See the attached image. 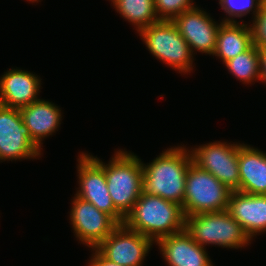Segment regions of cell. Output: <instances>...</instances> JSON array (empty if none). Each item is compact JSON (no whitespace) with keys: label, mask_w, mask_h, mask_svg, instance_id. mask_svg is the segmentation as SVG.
<instances>
[{"label":"cell","mask_w":266,"mask_h":266,"mask_svg":"<svg viewBox=\"0 0 266 266\" xmlns=\"http://www.w3.org/2000/svg\"><path fill=\"white\" fill-rule=\"evenodd\" d=\"M19 110L30 139L41 150L44 138L55 133L61 124L60 108L52 102L39 99Z\"/></svg>","instance_id":"2e32d148"},{"label":"cell","mask_w":266,"mask_h":266,"mask_svg":"<svg viewBox=\"0 0 266 266\" xmlns=\"http://www.w3.org/2000/svg\"><path fill=\"white\" fill-rule=\"evenodd\" d=\"M107 189L116 210L125 218L143 193V167L134 153L118 150L104 163Z\"/></svg>","instance_id":"3957f363"},{"label":"cell","mask_w":266,"mask_h":266,"mask_svg":"<svg viewBox=\"0 0 266 266\" xmlns=\"http://www.w3.org/2000/svg\"><path fill=\"white\" fill-rule=\"evenodd\" d=\"M117 12L128 22L137 28V32L143 28L157 23L154 0H111Z\"/></svg>","instance_id":"d6986e66"},{"label":"cell","mask_w":266,"mask_h":266,"mask_svg":"<svg viewBox=\"0 0 266 266\" xmlns=\"http://www.w3.org/2000/svg\"><path fill=\"white\" fill-rule=\"evenodd\" d=\"M78 157L79 190L75 195L110 215L118 224H123L125 218L114 207L107 189L102 160L83 152Z\"/></svg>","instance_id":"ba28073f"},{"label":"cell","mask_w":266,"mask_h":266,"mask_svg":"<svg viewBox=\"0 0 266 266\" xmlns=\"http://www.w3.org/2000/svg\"><path fill=\"white\" fill-rule=\"evenodd\" d=\"M193 0H154L157 17L160 20H173L185 10L194 8Z\"/></svg>","instance_id":"7402d4cb"},{"label":"cell","mask_w":266,"mask_h":266,"mask_svg":"<svg viewBox=\"0 0 266 266\" xmlns=\"http://www.w3.org/2000/svg\"><path fill=\"white\" fill-rule=\"evenodd\" d=\"M30 2H38L39 0H29Z\"/></svg>","instance_id":"484cf974"},{"label":"cell","mask_w":266,"mask_h":266,"mask_svg":"<svg viewBox=\"0 0 266 266\" xmlns=\"http://www.w3.org/2000/svg\"><path fill=\"white\" fill-rule=\"evenodd\" d=\"M76 238L89 248H97L119 225L92 203L74 196L70 219Z\"/></svg>","instance_id":"8fae6325"},{"label":"cell","mask_w":266,"mask_h":266,"mask_svg":"<svg viewBox=\"0 0 266 266\" xmlns=\"http://www.w3.org/2000/svg\"><path fill=\"white\" fill-rule=\"evenodd\" d=\"M41 150L30 139L20 110L0 104V160L32 159Z\"/></svg>","instance_id":"9c48e42d"},{"label":"cell","mask_w":266,"mask_h":266,"mask_svg":"<svg viewBox=\"0 0 266 266\" xmlns=\"http://www.w3.org/2000/svg\"><path fill=\"white\" fill-rule=\"evenodd\" d=\"M188 151V152H187ZM193 162L185 147H171L143 167V193L183 206L186 174Z\"/></svg>","instance_id":"6da1fadb"},{"label":"cell","mask_w":266,"mask_h":266,"mask_svg":"<svg viewBox=\"0 0 266 266\" xmlns=\"http://www.w3.org/2000/svg\"><path fill=\"white\" fill-rule=\"evenodd\" d=\"M239 143L211 142L191 149L193 163L214 175L231 191L240 192Z\"/></svg>","instance_id":"52a82bcc"},{"label":"cell","mask_w":266,"mask_h":266,"mask_svg":"<svg viewBox=\"0 0 266 266\" xmlns=\"http://www.w3.org/2000/svg\"><path fill=\"white\" fill-rule=\"evenodd\" d=\"M180 35L187 41L192 54L194 51L213 55L216 49L220 24L197 6L185 10L172 20Z\"/></svg>","instance_id":"7c38bea8"},{"label":"cell","mask_w":266,"mask_h":266,"mask_svg":"<svg viewBox=\"0 0 266 266\" xmlns=\"http://www.w3.org/2000/svg\"><path fill=\"white\" fill-rule=\"evenodd\" d=\"M0 78V104L20 109L37 100L40 77L21 69H9Z\"/></svg>","instance_id":"5bb4252c"},{"label":"cell","mask_w":266,"mask_h":266,"mask_svg":"<svg viewBox=\"0 0 266 266\" xmlns=\"http://www.w3.org/2000/svg\"><path fill=\"white\" fill-rule=\"evenodd\" d=\"M253 43L258 48L266 47V0L263 1L260 11L251 25Z\"/></svg>","instance_id":"603a6c76"},{"label":"cell","mask_w":266,"mask_h":266,"mask_svg":"<svg viewBox=\"0 0 266 266\" xmlns=\"http://www.w3.org/2000/svg\"><path fill=\"white\" fill-rule=\"evenodd\" d=\"M155 243L168 266H213L206 248L194 241L185 229Z\"/></svg>","instance_id":"4fadbf2b"},{"label":"cell","mask_w":266,"mask_h":266,"mask_svg":"<svg viewBox=\"0 0 266 266\" xmlns=\"http://www.w3.org/2000/svg\"><path fill=\"white\" fill-rule=\"evenodd\" d=\"M153 241L119 224L114 231L96 248L106 259L121 266H142Z\"/></svg>","instance_id":"30bf717a"},{"label":"cell","mask_w":266,"mask_h":266,"mask_svg":"<svg viewBox=\"0 0 266 266\" xmlns=\"http://www.w3.org/2000/svg\"><path fill=\"white\" fill-rule=\"evenodd\" d=\"M240 192L266 195V153L239 143Z\"/></svg>","instance_id":"e0dca14e"},{"label":"cell","mask_w":266,"mask_h":266,"mask_svg":"<svg viewBox=\"0 0 266 266\" xmlns=\"http://www.w3.org/2000/svg\"><path fill=\"white\" fill-rule=\"evenodd\" d=\"M253 44L250 25L238 22H222L217 34L216 49L213 55L219 57L225 63L247 51Z\"/></svg>","instance_id":"ac0fdd59"},{"label":"cell","mask_w":266,"mask_h":266,"mask_svg":"<svg viewBox=\"0 0 266 266\" xmlns=\"http://www.w3.org/2000/svg\"><path fill=\"white\" fill-rule=\"evenodd\" d=\"M230 74L244 84L260 81V55L256 45L224 63Z\"/></svg>","instance_id":"ffe728a7"},{"label":"cell","mask_w":266,"mask_h":266,"mask_svg":"<svg viewBox=\"0 0 266 266\" xmlns=\"http://www.w3.org/2000/svg\"><path fill=\"white\" fill-rule=\"evenodd\" d=\"M139 35L148 51L179 73L193 70V54L172 20H159L140 30Z\"/></svg>","instance_id":"5b68a950"},{"label":"cell","mask_w":266,"mask_h":266,"mask_svg":"<svg viewBox=\"0 0 266 266\" xmlns=\"http://www.w3.org/2000/svg\"><path fill=\"white\" fill-rule=\"evenodd\" d=\"M92 259L88 266H121L106 259L96 248H93Z\"/></svg>","instance_id":"cb8c5ba5"},{"label":"cell","mask_w":266,"mask_h":266,"mask_svg":"<svg viewBox=\"0 0 266 266\" xmlns=\"http://www.w3.org/2000/svg\"><path fill=\"white\" fill-rule=\"evenodd\" d=\"M184 216L227 210L231 190L193 162L186 174Z\"/></svg>","instance_id":"8992f818"},{"label":"cell","mask_w":266,"mask_h":266,"mask_svg":"<svg viewBox=\"0 0 266 266\" xmlns=\"http://www.w3.org/2000/svg\"><path fill=\"white\" fill-rule=\"evenodd\" d=\"M264 0H219L222 10L228 15V18L222 22H237L235 18H241L251 11L254 13L253 19L260 11ZM234 17V18H233Z\"/></svg>","instance_id":"44dd1931"},{"label":"cell","mask_w":266,"mask_h":266,"mask_svg":"<svg viewBox=\"0 0 266 266\" xmlns=\"http://www.w3.org/2000/svg\"><path fill=\"white\" fill-rule=\"evenodd\" d=\"M124 224L155 243L162 237L183 231L185 216L178 203L142 193Z\"/></svg>","instance_id":"7a4b0ae2"},{"label":"cell","mask_w":266,"mask_h":266,"mask_svg":"<svg viewBox=\"0 0 266 266\" xmlns=\"http://www.w3.org/2000/svg\"><path fill=\"white\" fill-rule=\"evenodd\" d=\"M227 211L251 240L257 233L266 231V195L232 191Z\"/></svg>","instance_id":"9a60e30c"},{"label":"cell","mask_w":266,"mask_h":266,"mask_svg":"<svg viewBox=\"0 0 266 266\" xmlns=\"http://www.w3.org/2000/svg\"><path fill=\"white\" fill-rule=\"evenodd\" d=\"M184 229L202 247L211 244L238 249L251 243L250 237L227 210L186 216Z\"/></svg>","instance_id":"277c9868"},{"label":"cell","mask_w":266,"mask_h":266,"mask_svg":"<svg viewBox=\"0 0 266 266\" xmlns=\"http://www.w3.org/2000/svg\"><path fill=\"white\" fill-rule=\"evenodd\" d=\"M260 55V80L266 83V47L258 48Z\"/></svg>","instance_id":"d4e9b609"}]
</instances>
